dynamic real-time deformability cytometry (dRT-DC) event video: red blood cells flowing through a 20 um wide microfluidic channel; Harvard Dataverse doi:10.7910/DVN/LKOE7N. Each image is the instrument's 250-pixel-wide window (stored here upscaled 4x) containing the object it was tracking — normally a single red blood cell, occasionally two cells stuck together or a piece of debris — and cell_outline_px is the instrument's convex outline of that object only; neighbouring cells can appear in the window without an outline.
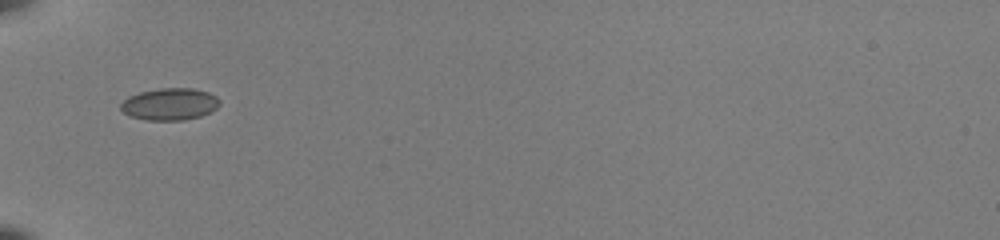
{"species": "common noctule bat (a hibernating species)", "species_latin": "Nyctalus noctula", "temperature_condition": "room temperature", "stored_images_in_passage": 33, "camera_frame_rate_fps": 3000, "um_per_image_px": 0.085, "animal": {"sex": "female", "body_mass_g": 22.0, "forearm_length_mm": 56.7}, "frame": {"image": 1, "passage_image": 1, "time_ms": 0.0, "image_size_px": [1000, 240], "cell_outline_px": [[220, 104], [216, 108], [200, 116], [184, 120], [148, 120], [132, 116], [124, 112], [120, 108], [120, 104], [128, 96], [140, 92], [160, 88], [192, 88], [208, 92], [216, 96], [220, 100]], "centroid_in_image_um": [14.43, 8.84], "position_along_channel_um": 70.6, "area_um2": 18.32}}
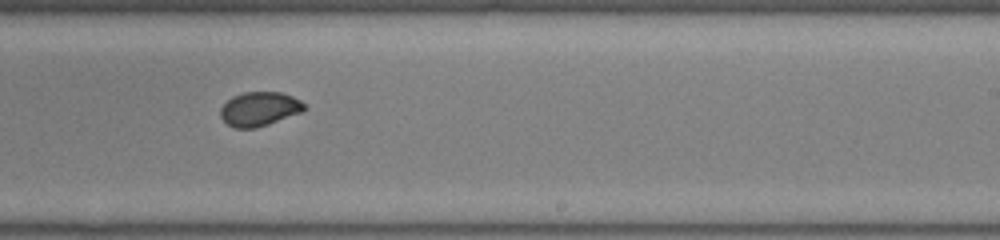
{"frame": {"image": 2, "passage_image": 16, "time_ms": 5.0, "image_size_px": [1000, 240], "cell_outline_px": [[308, 108], [300, 112], [268, 124], [256, 128], [232, 128], [220, 116], [220, 108], [232, 96], [244, 92], [280, 92], [292, 96], [300, 100]], "centroid_in_image_um": [22.03, 9.26], "position_along_channel_um": 267.0, "area_um2": 16.59}}
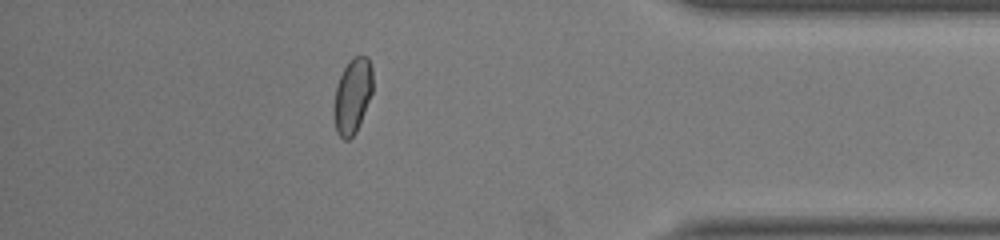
{"frame": {"image": 3, "passage_image": 28, "time_ms": 9.0, "image_size_px": [1000, 240], "cell_outline_px": [[372, 92], [356, 132], [348, 140], [344, 140], [336, 132], [332, 112], [332, 108], [336, 88], [340, 76], [348, 60], [352, 56], [368, 56], [372, 68]], "centroid_in_image_um": [29.94, 8.14], "position_along_channel_um": 405.3, "area_um2": 17.17}, "authors_computed_cell_mechanics": {"area_um2": 16.9932, "velocity_mm_per_s": 4.0115, "shape_relaxation_time_tau1_ms": 3.1118, "shape_relaxation_time_tau2_ms": null, "deformation_change_tau1": 0.0983, "deformation_change_tau2": null}}